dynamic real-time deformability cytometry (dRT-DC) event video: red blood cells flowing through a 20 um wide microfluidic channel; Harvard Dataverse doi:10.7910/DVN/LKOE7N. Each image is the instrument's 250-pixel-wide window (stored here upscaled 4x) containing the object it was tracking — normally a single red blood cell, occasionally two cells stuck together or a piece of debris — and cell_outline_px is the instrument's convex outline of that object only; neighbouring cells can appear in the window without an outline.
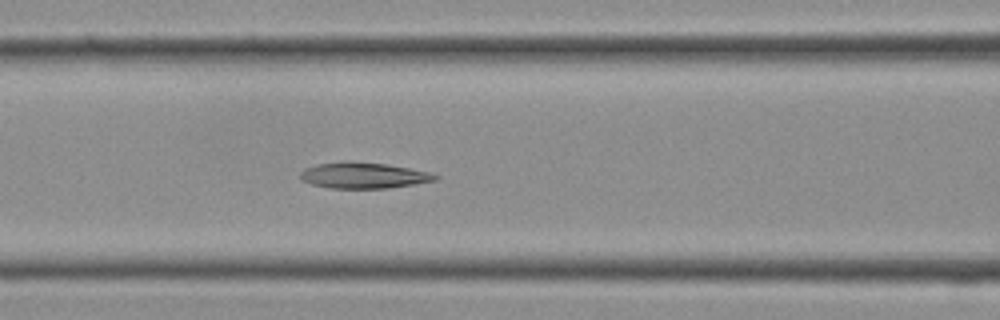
{"species": "Egyptian fruit bat (a non-hibernating species)", "species_latin": "Rousettus aegyptiacus", "temperature_condition": "cold", "stored_images_in_passage": 14, "camera_frame_rate_fps": 3000, "um_per_image_px": 0.085, "frame": {"image": 1, "passage_image": 12, "time_ms": 3.667, "image_size_px": [1000, 320], "cell_outline_px": [[440, 176], [436, 180], [412, 184], [384, 188], [328, 188], [312, 184], [300, 180], [300, 172], [304, 168], [316, 164], [344, 160], [352, 160], [388, 164], [428, 172]], "centroid_in_image_um": [30.82, 14.89], "position_along_channel_um": 135.8, "area_um2": 20.58}}
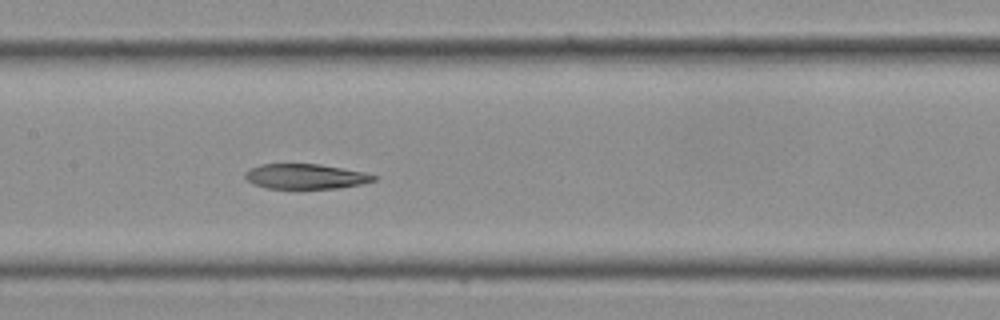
{"frame": {"image": 2, "passage_image": 14, "time_ms": 4.333, "image_size_px": [1000, 320], "cell_outline_px": [[380, 176], [376, 180], [360, 184], [336, 188], [268, 188], [252, 184], [244, 176], [244, 172], [248, 168], [260, 164], [320, 164], [364, 172]], "centroid_in_image_um": [25.95, 14.98], "position_along_channel_um": 181.4, "area_um2": 18.79}}